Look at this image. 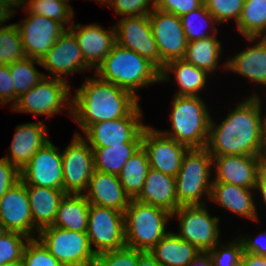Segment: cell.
I'll return each instance as SVG.
<instances>
[{"label":"cell","instance_id":"cell-1","mask_svg":"<svg viewBox=\"0 0 266 266\" xmlns=\"http://www.w3.org/2000/svg\"><path fill=\"white\" fill-rule=\"evenodd\" d=\"M260 102L259 97L252 95L242 101L218 126L211 119L205 148L212 156H255L260 152Z\"/></svg>","mask_w":266,"mask_h":266},{"label":"cell","instance_id":"cell-2","mask_svg":"<svg viewBox=\"0 0 266 266\" xmlns=\"http://www.w3.org/2000/svg\"><path fill=\"white\" fill-rule=\"evenodd\" d=\"M76 90L68 108L83 131L96 122L126 117L138 105L130 91L98 77L88 78Z\"/></svg>","mask_w":266,"mask_h":266},{"label":"cell","instance_id":"cell-3","mask_svg":"<svg viewBox=\"0 0 266 266\" xmlns=\"http://www.w3.org/2000/svg\"><path fill=\"white\" fill-rule=\"evenodd\" d=\"M95 73L101 80L130 91L138 99L140 96L135 91L140 87L161 81V71L152 62L117 43Z\"/></svg>","mask_w":266,"mask_h":266},{"label":"cell","instance_id":"cell-4","mask_svg":"<svg viewBox=\"0 0 266 266\" xmlns=\"http://www.w3.org/2000/svg\"><path fill=\"white\" fill-rule=\"evenodd\" d=\"M170 120L172 131H160L191 148H205L211 123L205 102L200 96L174 95Z\"/></svg>","mask_w":266,"mask_h":266},{"label":"cell","instance_id":"cell-5","mask_svg":"<svg viewBox=\"0 0 266 266\" xmlns=\"http://www.w3.org/2000/svg\"><path fill=\"white\" fill-rule=\"evenodd\" d=\"M167 210L131 199L124 212L126 247L149 252L167 233Z\"/></svg>","mask_w":266,"mask_h":266},{"label":"cell","instance_id":"cell-6","mask_svg":"<svg viewBox=\"0 0 266 266\" xmlns=\"http://www.w3.org/2000/svg\"><path fill=\"white\" fill-rule=\"evenodd\" d=\"M212 165V155L206 148H191L186 152L175 177L179 206L205 205L204 201H201L205 193L210 199Z\"/></svg>","mask_w":266,"mask_h":266},{"label":"cell","instance_id":"cell-7","mask_svg":"<svg viewBox=\"0 0 266 266\" xmlns=\"http://www.w3.org/2000/svg\"><path fill=\"white\" fill-rule=\"evenodd\" d=\"M40 242L62 266H94L96 253L86 232L48 226L39 231Z\"/></svg>","mask_w":266,"mask_h":266},{"label":"cell","instance_id":"cell-8","mask_svg":"<svg viewBox=\"0 0 266 266\" xmlns=\"http://www.w3.org/2000/svg\"><path fill=\"white\" fill-rule=\"evenodd\" d=\"M86 233L96 255L126 247L124 213L90 204Z\"/></svg>","mask_w":266,"mask_h":266},{"label":"cell","instance_id":"cell-9","mask_svg":"<svg viewBox=\"0 0 266 266\" xmlns=\"http://www.w3.org/2000/svg\"><path fill=\"white\" fill-rule=\"evenodd\" d=\"M139 104L126 116L91 124L85 131L90 147H110L122 143H142L143 130Z\"/></svg>","mask_w":266,"mask_h":266},{"label":"cell","instance_id":"cell-10","mask_svg":"<svg viewBox=\"0 0 266 266\" xmlns=\"http://www.w3.org/2000/svg\"><path fill=\"white\" fill-rule=\"evenodd\" d=\"M69 96L70 87L65 79L45 77L23 93L12 108L14 111L51 117L61 112L67 101L72 102Z\"/></svg>","mask_w":266,"mask_h":266},{"label":"cell","instance_id":"cell-11","mask_svg":"<svg viewBox=\"0 0 266 266\" xmlns=\"http://www.w3.org/2000/svg\"><path fill=\"white\" fill-rule=\"evenodd\" d=\"M180 220V232L183 240L196 246L201 252H208L219 244V218L211 217L204 205L180 206L172 217Z\"/></svg>","mask_w":266,"mask_h":266},{"label":"cell","instance_id":"cell-12","mask_svg":"<svg viewBox=\"0 0 266 266\" xmlns=\"http://www.w3.org/2000/svg\"><path fill=\"white\" fill-rule=\"evenodd\" d=\"M153 37L160 53V71L164 65L175 59H183L188 40L184 33L180 17L155 8L148 15Z\"/></svg>","mask_w":266,"mask_h":266},{"label":"cell","instance_id":"cell-13","mask_svg":"<svg viewBox=\"0 0 266 266\" xmlns=\"http://www.w3.org/2000/svg\"><path fill=\"white\" fill-rule=\"evenodd\" d=\"M63 191L83 194L94 171L93 150L81 134L76 133L62 152Z\"/></svg>","mask_w":266,"mask_h":266},{"label":"cell","instance_id":"cell-14","mask_svg":"<svg viewBox=\"0 0 266 266\" xmlns=\"http://www.w3.org/2000/svg\"><path fill=\"white\" fill-rule=\"evenodd\" d=\"M142 147L147 154L150 168L173 177H176L184 155L190 149L149 126L143 130Z\"/></svg>","mask_w":266,"mask_h":266},{"label":"cell","instance_id":"cell-15","mask_svg":"<svg viewBox=\"0 0 266 266\" xmlns=\"http://www.w3.org/2000/svg\"><path fill=\"white\" fill-rule=\"evenodd\" d=\"M47 142L20 170V180L26 186L63 189L62 153Z\"/></svg>","mask_w":266,"mask_h":266},{"label":"cell","instance_id":"cell-16","mask_svg":"<svg viewBox=\"0 0 266 266\" xmlns=\"http://www.w3.org/2000/svg\"><path fill=\"white\" fill-rule=\"evenodd\" d=\"M29 15L23 22L16 25L26 57L40 60L68 28L48 17Z\"/></svg>","mask_w":266,"mask_h":266},{"label":"cell","instance_id":"cell-17","mask_svg":"<svg viewBox=\"0 0 266 266\" xmlns=\"http://www.w3.org/2000/svg\"><path fill=\"white\" fill-rule=\"evenodd\" d=\"M115 26L116 42L148 59L160 70V53L150 26L149 16L123 17Z\"/></svg>","mask_w":266,"mask_h":266},{"label":"cell","instance_id":"cell-18","mask_svg":"<svg viewBox=\"0 0 266 266\" xmlns=\"http://www.w3.org/2000/svg\"><path fill=\"white\" fill-rule=\"evenodd\" d=\"M0 222L10 232L35 238L32 233L37 228L33 225L26 185L21 180L0 198Z\"/></svg>","mask_w":266,"mask_h":266},{"label":"cell","instance_id":"cell-19","mask_svg":"<svg viewBox=\"0 0 266 266\" xmlns=\"http://www.w3.org/2000/svg\"><path fill=\"white\" fill-rule=\"evenodd\" d=\"M41 67L47 69L53 78L63 74L76 73L90 69L85 63L82 51L74 34L67 29L54 43L51 49L40 59Z\"/></svg>","mask_w":266,"mask_h":266},{"label":"cell","instance_id":"cell-20","mask_svg":"<svg viewBox=\"0 0 266 266\" xmlns=\"http://www.w3.org/2000/svg\"><path fill=\"white\" fill-rule=\"evenodd\" d=\"M68 29L74 34L84 61L91 69L97 68L117 43L115 26L106 30L100 25L83 26L78 23L74 26L69 25Z\"/></svg>","mask_w":266,"mask_h":266},{"label":"cell","instance_id":"cell-21","mask_svg":"<svg viewBox=\"0 0 266 266\" xmlns=\"http://www.w3.org/2000/svg\"><path fill=\"white\" fill-rule=\"evenodd\" d=\"M83 195L90 204L125 212L131 199L126 194L117 175L94 170Z\"/></svg>","mask_w":266,"mask_h":266},{"label":"cell","instance_id":"cell-22","mask_svg":"<svg viewBox=\"0 0 266 266\" xmlns=\"http://www.w3.org/2000/svg\"><path fill=\"white\" fill-rule=\"evenodd\" d=\"M212 158L216 171L213 182H225L255 190L257 183L255 156L222 155Z\"/></svg>","mask_w":266,"mask_h":266},{"label":"cell","instance_id":"cell-23","mask_svg":"<svg viewBox=\"0 0 266 266\" xmlns=\"http://www.w3.org/2000/svg\"><path fill=\"white\" fill-rule=\"evenodd\" d=\"M43 122H32L18 125L10 145L9 160L19 171L24 168L36 152L49 140L46 137L47 127Z\"/></svg>","mask_w":266,"mask_h":266},{"label":"cell","instance_id":"cell-24","mask_svg":"<svg viewBox=\"0 0 266 266\" xmlns=\"http://www.w3.org/2000/svg\"><path fill=\"white\" fill-rule=\"evenodd\" d=\"M137 201L163 208L173 214L180 206L175 177L150 168Z\"/></svg>","mask_w":266,"mask_h":266},{"label":"cell","instance_id":"cell-25","mask_svg":"<svg viewBox=\"0 0 266 266\" xmlns=\"http://www.w3.org/2000/svg\"><path fill=\"white\" fill-rule=\"evenodd\" d=\"M33 225L38 232L52 226L61 199L66 194L63 189L40 186H26Z\"/></svg>","mask_w":266,"mask_h":266},{"label":"cell","instance_id":"cell-26","mask_svg":"<svg viewBox=\"0 0 266 266\" xmlns=\"http://www.w3.org/2000/svg\"><path fill=\"white\" fill-rule=\"evenodd\" d=\"M251 191L225 182H212L210 199L233 213L257 221V208Z\"/></svg>","mask_w":266,"mask_h":266},{"label":"cell","instance_id":"cell-27","mask_svg":"<svg viewBox=\"0 0 266 266\" xmlns=\"http://www.w3.org/2000/svg\"><path fill=\"white\" fill-rule=\"evenodd\" d=\"M149 253L161 266H187L201 251L176 233L168 232Z\"/></svg>","mask_w":266,"mask_h":266},{"label":"cell","instance_id":"cell-28","mask_svg":"<svg viewBox=\"0 0 266 266\" xmlns=\"http://www.w3.org/2000/svg\"><path fill=\"white\" fill-rule=\"evenodd\" d=\"M229 60L224 65L226 69L239 73L253 82L266 85V37H261L256 45Z\"/></svg>","mask_w":266,"mask_h":266},{"label":"cell","instance_id":"cell-29","mask_svg":"<svg viewBox=\"0 0 266 266\" xmlns=\"http://www.w3.org/2000/svg\"><path fill=\"white\" fill-rule=\"evenodd\" d=\"M90 203L83 194H65L52 226L86 232Z\"/></svg>","mask_w":266,"mask_h":266},{"label":"cell","instance_id":"cell-30","mask_svg":"<svg viewBox=\"0 0 266 266\" xmlns=\"http://www.w3.org/2000/svg\"><path fill=\"white\" fill-rule=\"evenodd\" d=\"M175 73L180 90L175 95L198 96V91L206 85L207 71L197 68L184 59H175L167 62L161 70V81L169 80L168 72Z\"/></svg>","mask_w":266,"mask_h":266},{"label":"cell","instance_id":"cell-31","mask_svg":"<svg viewBox=\"0 0 266 266\" xmlns=\"http://www.w3.org/2000/svg\"><path fill=\"white\" fill-rule=\"evenodd\" d=\"M142 146V143H122L110 147H91L94 170L119 175L125 163Z\"/></svg>","mask_w":266,"mask_h":266},{"label":"cell","instance_id":"cell-32","mask_svg":"<svg viewBox=\"0 0 266 266\" xmlns=\"http://www.w3.org/2000/svg\"><path fill=\"white\" fill-rule=\"evenodd\" d=\"M149 169L147 154L141 146L125 163L118 175L119 181L130 199H136L141 193Z\"/></svg>","mask_w":266,"mask_h":266},{"label":"cell","instance_id":"cell-33","mask_svg":"<svg viewBox=\"0 0 266 266\" xmlns=\"http://www.w3.org/2000/svg\"><path fill=\"white\" fill-rule=\"evenodd\" d=\"M216 35L188 42L184 60L197 68L211 73L217 69L221 53Z\"/></svg>","mask_w":266,"mask_h":266},{"label":"cell","instance_id":"cell-34","mask_svg":"<svg viewBox=\"0 0 266 266\" xmlns=\"http://www.w3.org/2000/svg\"><path fill=\"white\" fill-rule=\"evenodd\" d=\"M237 27L247 40L266 37V0H245Z\"/></svg>","mask_w":266,"mask_h":266},{"label":"cell","instance_id":"cell-35","mask_svg":"<svg viewBox=\"0 0 266 266\" xmlns=\"http://www.w3.org/2000/svg\"><path fill=\"white\" fill-rule=\"evenodd\" d=\"M35 63L41 66L40 60L28 57L9 65L14 86V102H11L13 106L23 93H26L43 78L47 77V75L35 69Z\"/></svg>","mask_w":266,"mask_h":266},{"label":"cell","instance_id":"cell-36","mask_svg":"<svg viewBox=\"0 0 266 266\" xmlns=\"http://www.w3.org/2000/svg\"><path fill=\"white\" fill-rule=\"evenodd\" d=\"M25 58L21 35L16 23L0 27V65H10Z\"/></svg>","mask_w":266,"mask_h":266},{"label":"cell","instance_id":"cell-37","mask_svg":"<svg viewBox=\"0 0 266 266\" xmlns=\"http://www.w3.org/2000/svg\"><path fill=\"white\" fill-rule=\"evenodd\" d=\"M26 11L29 14H37L48 17L51 20L57 21L62 25L68 24L74 15L69 1L60 0H28Z\"/></svg>","mask_w":266,"mask_h":266},{"label":"cell","instance_id":"cell-38","mask_svg":"<svg viewBox=\"0 0 266 266\" xmlns=\"http://www.w3.org/2000/svg\"><path fill=\"white\" fill-rule=\"evenodd\" d=\"M180 19H181L182 27H183V30H184V33L186 35L188 42L200 40L203 38H208L210 36L217 35L218 30L216 27L213 30V33L214 32L215 33L214 34L212 33L210 35V34L205 33V31L203 32V30L199 31L201 27L195 26L197 24L202 26V23L206 24V22H208V23L210 22L211 23L210 25H214L213 22L216 21L214 16L206 9L204 4L200 8H197V9L191 11L190 13H187V14L180 16ZM196 19H198V20L201 19L202 21L199 20V22H202V23L198 22L197 24H195L194 20H196Z\"/></svg>","mask_w":266,"mask_h":266},{"label":"cell","instance_id":"cell-39","mask_svg":"<svg viewBox=\"0 0 266 266\" xmlns=\"http://www.w3.org/2000/svg\"><path fill=\"white\" fill-rule=\"evenodd\" d=\"M29 239V237L21 233L10 231L0 237V266L10 262L21 261L25 245Z\"/></svg>","mask_w":266,"mask_h":266},{"label":"cell","instance_id":"cell-40","mask_svg":"<svg viewBox=\"0 0 266 266\" xmlns=\"http://www.w3.org/2000/svg\"><path fill=\"white\" fill-rule=\"evenodd\" d=\"M23 266H62L39 239L27 241L22 255Z\"/></svg>","mask_w":266,"mask_h":266},{"label":"cell","instance_id":"cell-41","mask_svg":"<svg viewBox=\"0 0 266 266\" xmlns=\"http://www.w3.org/2000/svg\"><path fill=\"white\" fill-rule=\"evenodd\" d=\"M245 0H203L206 9L214 16L217 23L234 18L238 22Z\"/></svg>","mask_w":266,"mask_h":266},{"label":"cell","instance_id":"cell-42","mask_svg":"<svg viewBox=\"0 0 266 266\" xmlns=\"http://www.w3.org/2000/svg\"><path fill=\"white\" fill-rule=\"evenodd\" d=\"M139 250L123 247L97 254L94 266H138Z\"/></svg>","mask_w":266,"mask_h":266},{"label":"cell","instance_id":"cell-43","mask_svg":"<svg viewBox=\"0 0 266 266\" xmlns=\"http://www.w3.org/2000/svg\"><path fill=\"white\" fill-rule=\"evenodd\" d=\"M230 244V245H229ZM223 246L222 249L217 250L218 244L208 251V254L212 260L213 266H240L242 256L244 253V247L241 239L233 241Z\"/></svg>","mask_w":266,"mask_h":266},{"label":"cell","instance_id":"cell-44","mask_svg":"<svg viewBox=\"0 0 266 266\" xmlns=\"http://www.w3.org/2000/svg\"><path fill=\"white\" fill-rule=\"evenodd\" d=\"M155 4V0H113L110 5L115 9L117 15L140 16L149 15L152 10H150V3Z\"/></svg>","mask_w":266,"mask_h":266},{"label":"cell","instance_id":"cell-45","mask_svg":"<svg viewBox=\"0 0 266 266\" xmlns=\"http://www.w3.org/2000/svg\"><path fill=\"white\" fill-rule=\"evenodd\" d=\"M203 0H155V8L178 17L200 8Z\"/></svg>","mask_w":266,"mask_h":266},{"label":"cell","instance_id":"cell-46","mask_svg":"<svg viewBox=\"0 0 266 266\" xmlns=\"http://www.w3.org/2000/svg\"><path fill=\"white\" fill-rule=\"evenodd\" d=\"M20 180V171L7 159L0 158V198Z\"/></svg>","mask_w":266,"mask_h":266},{"label":"cell","instance_id":"cell-47","mask_svg":"<svg viewBox=\"0 0 266 266\" xmlns=\"http://www.w3.org/2000/svg\"><path fill=\"white\" fill-rule=\"evenodd\" d=\"M14 101L13 79L9 65H0V104Z\"/></svg>","mask_w":266,"mask_h":266},{"label":"cell","instance_id":"cell-48","mask_svg":"<svg viewBox=\"0 0 266 266\" xmlns=\"http://www.w3.org/2000/svg\"><path fill=\"white\" fill-rule=\"evenodd\" d=\"M259 237H262V238H259ZM238 239H241V241H242V244L244 247V252L266 256V240H265L266 239V232L260 234L258 237H256V239H251V238L249 239L246 237H243V238L240 237ZM262 239H264V240H262Z\"/></svg>","mask_w":266,"mask_h":266},{"label":"cell","instance_id":"cell-49","mask_svg":"<svg viewBox=\"0 0 266 266\" xmlns=\"http://www.w3.org/2000/svg\"><path fill=\"white\" fill-rule=\"evenodd\" d=\"M240 266H266V256L244 252Z\"/></svg>","mask_w":266,"mask_h":266},{"label":"cell","instance_id":"cell-50","mask_svg":"<svg viewBox=\"0 0 266 266\" xmlns=\"http://www.w3.org/2000/svg\"><path fill=\"white\" fill-rule=\"evenodd\" d=\"M255 163L257 179H266V153L259 152L255 155Z\"/></svg>","mask_w":266,"mask_h":266},{"label":"cell","instance_id":"cell-51","mask_svg":"<svg viewBox=\"0 0 266 266\" xmlns=\"http://www.w3.org/2000/svg\"><path fill=\"white\" fill-rule=\"evenodd\" d=\"M187 266H213L208 252H201Z\"/></svg>","mask_w":266,"mask_h":266},{"label":"cell","instance_id":"cell-52","mask_svg":"<svg viewBox=\"0 0 266 266\" xmlns=\"http://www.w3.org/2000/svg\"><path fill=\"white\" fill-rule=\"evenodd\" d=\"M138 266H161L154 257L145 251L139 250V261Z\"/></svg>","mask_w":266,"mask_h":266},{"label":"cell","instance_id":"cell-53","mask_svg":"<svg viewBox=\"0 0 266 266\" xmlns=\"http://www.w3.org/2000/svg\"><path fill=\"white\" fill-rule=\"evenodd\" d=\"M13 13V9H10L0 1V27H2L3 22H5L7 19H10V16L12 17V15H14Z\"/></svg>","mask_w":266,"mask_h":266},{"label":"cell","instance_id":"cell-54","mask_svg":"<svg viewBox=\"0 0 266 266\" xmlns=\"http://www.w3.org/2000/svg\"><path fill=\"white\" fill-rule=\"evenodd\" d=\"M260 152L266 153V115L261 118Z\"/></svg>","mask_w":266,"mask_h":266},{"label":"cell","instance_id":"cell-55","mask_svg":"<svg viewBox=\"0 0 266 266\" xmlns=\"http://www.w3.org/2000/svg\"><path fill=\"white\" fill-rule=\"evenodd\" d=\"M255 189L259 190L261 192L260 194L263 197V200L266 205V179H257V183L255 185Z\"/></svg>","mask_w":266,"mask_h":266},{"label":"cell","instance_id":"cell-56","mask_svg":"<svg viewBox=\"0 0 266 266\" xmlns=\"http://www.w3.org/2000/svg\"><path fill=\"white\" fill-rule=\"evenodd\" d=\"M1 2H3L6 6H8L10 9L14 6V8L17 6L19 7L20 4L21 6L24 4V6H27L26 4H28V0H0ZM26 3V4H25Z\"/></svg>","mask_w":266,"mask_h":266},{"label":"cell","instance_id":"cell-57","mask_svg":"<svg viewBox=\"0 0 266 266\" xmlns=\"http://www.w3.org/2000/svg\"><path fill=\"white\" fill-rule=\"evenodd\" d=\"M8 232L9 231L7 230V228L0 222V237L4 236Z\"/></svg>","mask_w":266,"mask_h":266},{"label":"cell","instance_id":"cell-58","mask_svg":"<svg viewBox=\"0 0 266 266\" xmlns=\"http://www.w3.org/2000/svg\"><path fill=\"white\" fill-rule=\"evenodd\" d=\"M3 266H23V261L21 260V261L10 262Z\"/></svg>","mask_w":266,"mask_h":266},{"label":"cell","instance_id":"cell-59","mask_svg":"<svg viewBox=\"0 0 266 266\" xmlns=\"http://www.w3.org/2000/svg\"><path fill=\"white\" fill-rule=\"evenodd\" d=\"M96 1H97V0H96ZM112 1H113V0H98L97 2H99V3L101 2V4H103V3L105 4V3H106V4L108 5V4H110Z\"/></svg>","mask_w":266,"mask_h":266}]
</instances>
